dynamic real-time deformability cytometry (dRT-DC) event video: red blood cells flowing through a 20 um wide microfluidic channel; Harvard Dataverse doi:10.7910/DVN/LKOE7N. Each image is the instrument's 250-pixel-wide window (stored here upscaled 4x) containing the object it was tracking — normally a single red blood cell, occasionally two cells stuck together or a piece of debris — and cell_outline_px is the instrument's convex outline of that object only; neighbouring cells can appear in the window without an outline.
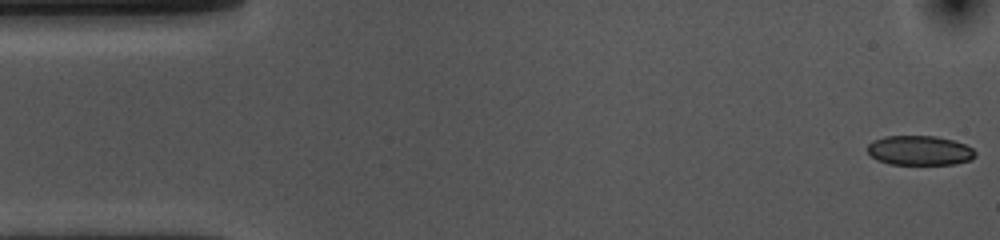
{"species": "common noctule bat (a hibernating species)", "species_latin": "Nyctalus noctula", "temperature_condition": "cold", "stored_images_in_passage": 54, "camera_frame_rate_fps": 3000, "um_per_image_px": 0.085, "animal": {"sex": "female", "body_mass_g": 10.0, "forearm_length_mm": 53.1}, "frame": {"image": 1, "passage_image": 1, "time_ms": 0.0, "image_size_px": [1000, 240], "cell_outline_px": [[976, 156], [972, 160], [956, 164], [888, 164], [876, 160], [868, 152], [868, 144], [872, 140], [884, 136], [936, 136], [952, 140], [964, 144], [972, 148], [976, 152]], "centroid_in_image_um": [78.17, 12.79], "position_along_channel_um": 6.8, "area_um2": 18.73}}
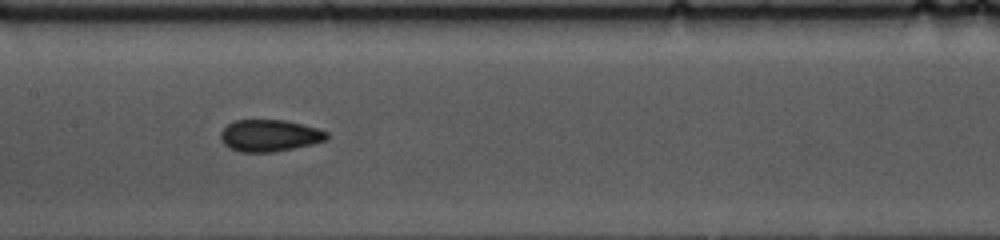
{"frame": {"image": 2, "passage_image": 25, "time_ms": 8.0, "image_size_px": [1000, 240], "cell_outline_px": [[328, 140], [312, 144], [272, 152], [240, 152], [224, 144], [220, 140], [220, 132], [228, 124], [236, 120], [284, 120], [316, 128], [328, 132]], "centroid_in_image_um": [22.9, 11.52], "position_along_channel_um": 184.5, "area_um2": 19.54}}
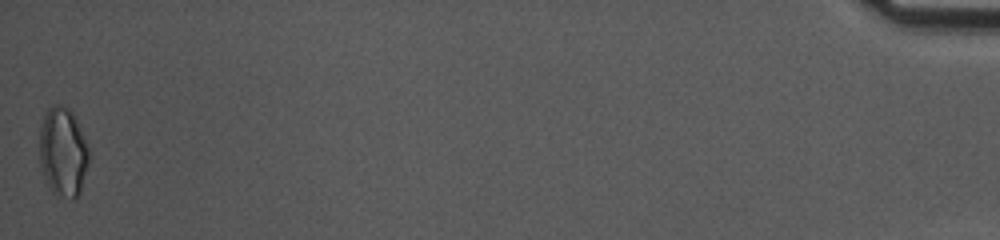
{"frame": {"image": 3, "passage_image": 54, "time_ms": 17.667, "image_size_px": [1000, 240], "cell_outline_px": [[88, 164], [80, 192], [76, 196], [56, 196], [52, 192], [44, 176], [40, 164], [40, 128], [44, 116], [48, 108], [52, 104], [60, 104], [68, 108], [72, 112], [80, 128], [88, 148]], "centroid_in_image_um": [5.34, 12.89], "position_along_channel_um": 429.9, "area_um2": 25.32}, "authors_computed_cell_mechanics": {"area_um2": 19.5653, "velocity_mm_per_s": 3.6146, "shape_relaxation_time_tau1_ms": 6.0527, "shape_relaxation_time_tau2_ms": 2.7868, "deformation_change_tau1": 0.1008, "deformation_change_tau2": 0.0589}}